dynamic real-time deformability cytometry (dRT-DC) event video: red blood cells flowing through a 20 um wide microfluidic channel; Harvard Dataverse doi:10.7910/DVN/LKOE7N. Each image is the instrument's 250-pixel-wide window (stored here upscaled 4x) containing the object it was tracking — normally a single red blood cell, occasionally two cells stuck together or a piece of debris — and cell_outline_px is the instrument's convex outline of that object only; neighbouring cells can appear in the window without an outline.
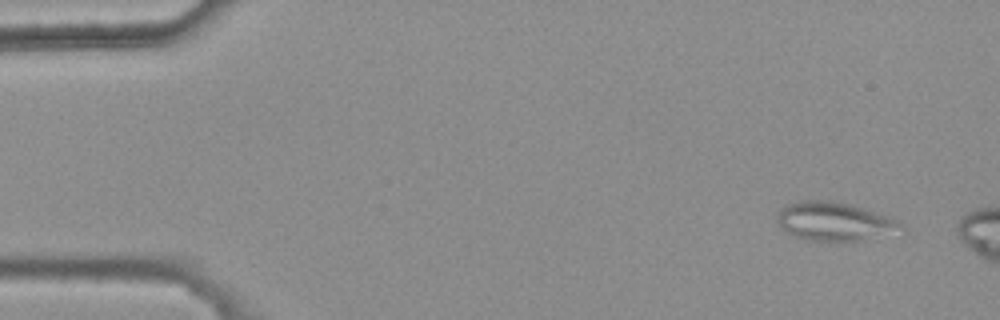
{"species": "common noctule bat (a hibernating species)", "species_latin": "Nyctalus noctula", "temperature_condition": "warm", "stored_images_in_passage": 4, "camera_frame_rate_fps": 3000, "um_per_image_px": 0.085, "animal": {"sex": "female", "body_mass_g": 25.1}, "frame": {"image": 1, "passage_image": 1, "time_ms": 0.0, "image_size_px": [1000, 320], "cell_outline_px": [[904, 228], [860, 240], [836, 244], [828, 244], [808, 240], [796, 236], [788, 232], [776, 220], [776, 216], [780, 208], [788, 204], [800, 200], [832, 200], [864, 208], [888, 216], [896, 220]], "centroid_in_image_um": [70.84, 18.84], "position_along_channel_um": 14.2, "area_um2": 27.92}}